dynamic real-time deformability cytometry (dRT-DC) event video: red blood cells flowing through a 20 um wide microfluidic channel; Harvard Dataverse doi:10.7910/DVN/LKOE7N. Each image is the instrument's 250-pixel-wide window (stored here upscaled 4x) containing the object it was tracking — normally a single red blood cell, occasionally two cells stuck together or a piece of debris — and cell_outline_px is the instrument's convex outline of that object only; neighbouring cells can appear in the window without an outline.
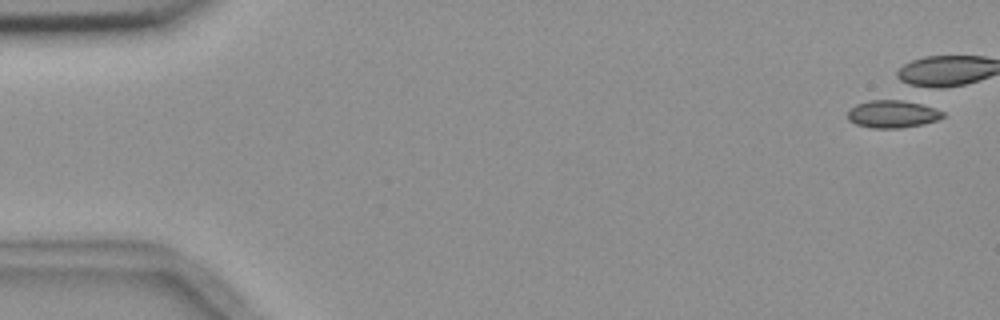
{"species": "common noctule bat (a hibernating species)", "species_latin": "Nyctalus noctula", "temperature_condition": "room temperature", "stored_images_in_passage": 6, "camera_frame_rate_fps": 3000, "um_per_image_px": 0.085, "animal": {"sex": "female", "body_mass_g": 18.4}, "frame": {"image": 1, "passage_image": 1, "time_ms": 0.0, "image_size_px": [1000, 320], "cell_outline_px": [[944, 116], [936, 120], [924, 124], [900, 128], [872, 128], [856, 124], [848, 120], [848, 112], [856, 104], [868, 100], [912, 100], [944, 112]], "centroid_in_image_um": [75.87, 9.68], "position_along_channel_um": 9.1, "area_um2": 15.37}}